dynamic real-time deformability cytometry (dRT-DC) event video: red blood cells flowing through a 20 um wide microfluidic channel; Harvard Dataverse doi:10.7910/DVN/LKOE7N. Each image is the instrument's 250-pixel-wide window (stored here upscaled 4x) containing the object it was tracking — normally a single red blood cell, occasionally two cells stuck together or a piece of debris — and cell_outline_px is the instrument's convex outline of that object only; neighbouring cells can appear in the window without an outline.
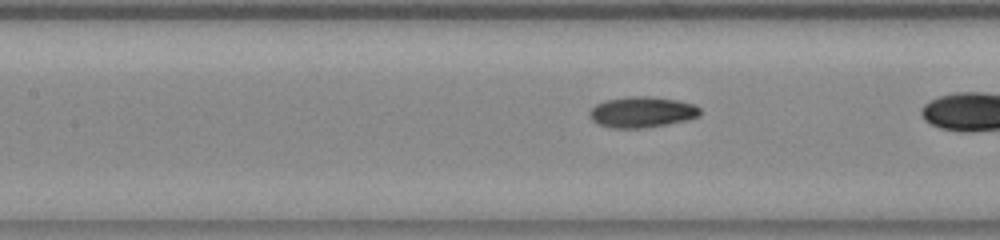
{"species": "common noctule bat (a hibernating species)", "species_latin": "Nyctalus noctula", "temperature_condition": "warm", "stored_images_in_passage": 38, "camera_frame_rate_fps": 3000, "um_per_image_px": 0.085, "animal": {"sex": "female", "body_mass_g": 23.0, "forearm_length_mm": 53.4}, "frame": {"image": 1, "passage_image": 21, "time_ms": 6.667, "image_size_px": [1000, 240], "cell_outline_px": [[700, 116], [684, 120], [644, 128], [612, 128], [600, 124], [592, 120], [588, 112], [596, 104], [604, 100], [628, 96], [648, 96], [676, 100], [696, 104], [700, 108]], "centroid_in_image_um": [54.55, 9.51], "position_along_channel_um": 152.8, "area_um2": 19.77}}
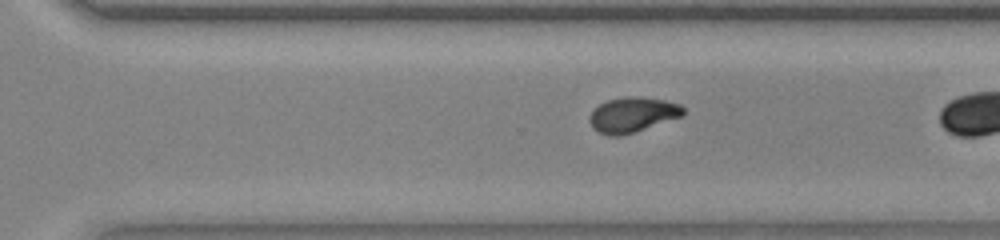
{"frame": {"image": 2, "passage_image": 34, "time_ms": 11.0, "image_size_px": [1000, 240], "cell_outline_px": [[684, 116], [620, 136], [608, 136], [592, 128], [588, 120], [588, 116], [600, 104], [608, 100], [628, 96], [636, 96], [664, 100], [680, 104], [684, 108]], "centroid_in_image_um": [53.76, 9.75], "position_along_channel_um": 316.8, "area_um2": 19.07}}